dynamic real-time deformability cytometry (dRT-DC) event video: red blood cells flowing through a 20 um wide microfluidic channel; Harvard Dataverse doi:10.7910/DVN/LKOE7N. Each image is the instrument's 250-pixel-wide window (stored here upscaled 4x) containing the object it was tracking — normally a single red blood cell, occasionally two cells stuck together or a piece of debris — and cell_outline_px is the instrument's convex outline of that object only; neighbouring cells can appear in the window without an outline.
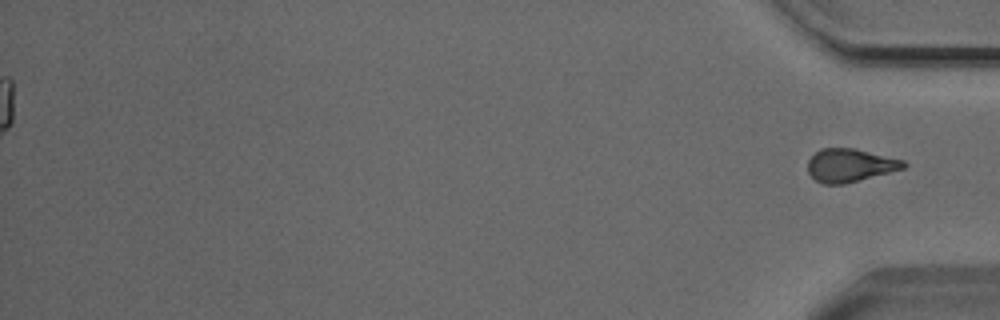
{"species": "Egyptian fruit bat (a non-hibernating species)", "species_latin": "Rousettus aegyptiacus", "temperature_condition": "cold", "stored_images_in_passage": 56, "segment_of_instrument_passage": [2, 2], "camera_frame_rate_fps": 3000, "um_per_image_px": 0.085, "animal": {"sex": "male"}, "frame": {"image": 1, "passage_image": 56, "time_ms": 18.333, "image_size_px": [1000, 320], "cell_outline_px": [[908, 164], [904, 168], [844, 184], [824, 184], [816, 180], [808, 172], [808, 160], [820, 148], [852, 148], [904, 160]], "centroid_in_image_um": [72.24, 14.05], "position_along_channel_um": 363.0, "area_um2": 18.26}}